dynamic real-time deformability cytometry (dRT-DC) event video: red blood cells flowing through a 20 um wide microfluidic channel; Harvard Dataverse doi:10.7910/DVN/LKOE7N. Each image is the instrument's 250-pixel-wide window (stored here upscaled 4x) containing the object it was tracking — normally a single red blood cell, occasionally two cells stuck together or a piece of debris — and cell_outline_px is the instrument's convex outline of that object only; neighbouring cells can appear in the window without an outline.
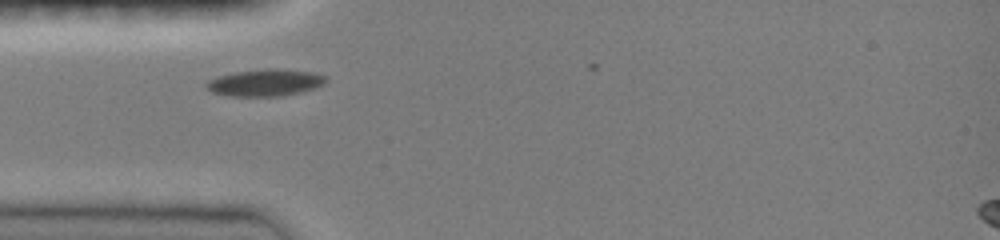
{"species": "common noctule bat (a hibernating species)", "species_latin": "Nyctalus noctula", "temperature_condition": "room temperature", "stored_images_in_passage": 11, "camera_frame_rate_fps": 3000, "um_per_image_px": 0.085, "animal": {"sex": "female", "body_mass_g": 19.0, "forearm_length_mm": 51.5}, "frame": {"image": 1, "passage_image": 3, "time_ms": 1.0, "image_size_px": [1000, 240], "cell_outline_px": [[328, 80], [324, 84], [316, 88], [304, 92], [280, 96], [228, 96], [212, 92], [204, 84], [208, 80], [216, 76], [236, 72], [268, 68], [276, 68], [316, 72], [328, 76]], "centroid_in_image_um": [22.6, 7.02], "position_along_channel_um": 62.4, "area_um2": 19.13}}
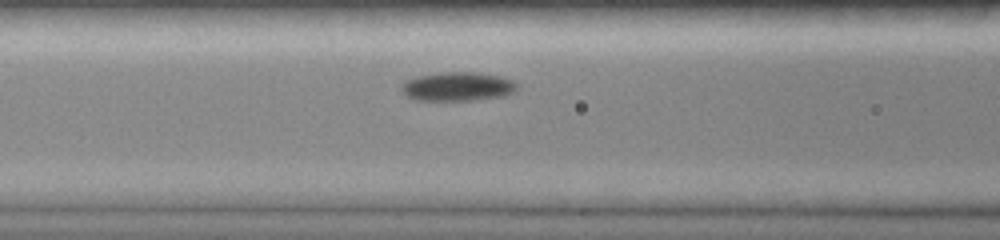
{"frame": {"image": 2, "passage_image": 7, "time_ms": 2.667, "image_size_px": [1000, 240], "cell_outline_px": [[516, 92], [504, 96], [476, 100], [416, 100], [404, 96], [400, 88], [400, 84], [404, 80], [416, 76], [440, 72], [480, 72], [500, 76], [512, 80], [516, 84]], "centroid_in_image_um": [38.85, 7.35], "position_along_channel_um": 127.8, "area_um2": 19.88}}
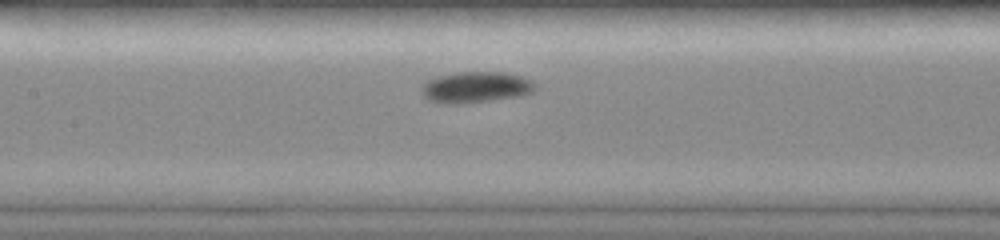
{"frame": {"image": 3, "passage_image": 10, "time_ms": 3.667, "image_size_px": [1000, 240], "cell_outline_px": [[536, 88], [532, 92], [524, 96], [460, 104], [444, 104], [428, 100], [420, 92], [420, 84], [436, 76], [456, 72], [504, 72], [520, 76], [532, 80], [536, 84]], "centroid_in_image_um": [40.41, 7.42], "position_along_channel_um": 167.0, "area_um2": 21.04}}